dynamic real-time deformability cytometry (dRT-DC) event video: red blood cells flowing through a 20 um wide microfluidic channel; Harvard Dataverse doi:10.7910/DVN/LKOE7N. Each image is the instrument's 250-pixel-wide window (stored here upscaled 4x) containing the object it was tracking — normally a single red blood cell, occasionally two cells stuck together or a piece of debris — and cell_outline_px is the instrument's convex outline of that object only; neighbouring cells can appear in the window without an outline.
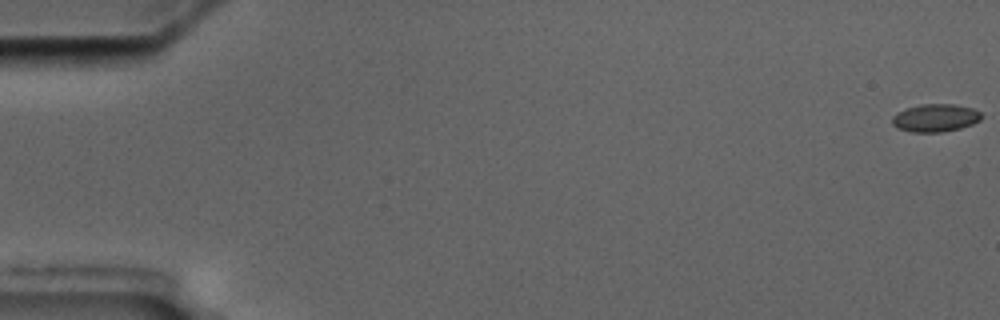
{"species": "common noctule bat (a hibernating species)", "species_latin": "Nyctalus noctula", "temperature_condition": "cold", "stored_images_in_passage": 5, "camera_frame_rate_fps": 3000, "um_per_image_px": 0.085, "animal": {"sex": "male", "body_mass_g": 17.5, "forearm_length_mm": 52.3}, "frame": {"image": 1, "passage_image": 1, "time_ms": 0.0, "image_size_px": [1000, 320], "cell_outline_px": [[980, 120], [972, 124], [960, 128], [940, 132], [912, 132], [896, 128], [892, 124], [892, 116], [896, 112], [904, 108], [920, 104], [956, 104], [972, 108], [980, 112]], "centroid_in_image_um": [79.45, 10.01], "position_along_channel_um": 5.6, "area_um2": 14.57}}